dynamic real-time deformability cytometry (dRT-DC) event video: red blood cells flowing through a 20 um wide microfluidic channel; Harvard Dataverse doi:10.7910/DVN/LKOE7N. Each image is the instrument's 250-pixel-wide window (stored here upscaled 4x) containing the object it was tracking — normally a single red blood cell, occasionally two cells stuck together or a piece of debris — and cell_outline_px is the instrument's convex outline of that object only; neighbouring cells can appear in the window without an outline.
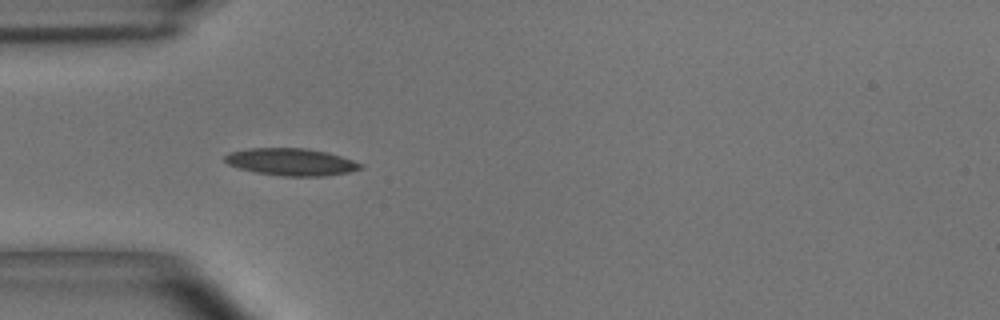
{"species": "common noctule bat (a hibernating species)", "species_latin": "Nyctalus noctula", "temperature_condition": "room temperature", "stored_images_in_passage": 6, "camera_frame_rate_fps": 3000, "um_per_image_px": 0.085, "animal": {"sex": "male", "body_mass_g": 15.6}, "frame": {"image": 1, "passage_image": 5, "time_ms": 1.333, "image_size_px": [1000, 320], "cell_outline_px": [[364, 168], [348, 172], [324, 176], [284, 176], [256, 172], [240, 168], [228, 164], [224, 160], [224, 156], [228, 152], [248, 148], [304, 148], [328, 152], [364, 164]], "centroid_in_image_um": [24.75, 13.76], "position_along_channel_um": 60.2, "area_um2": 21.5}}
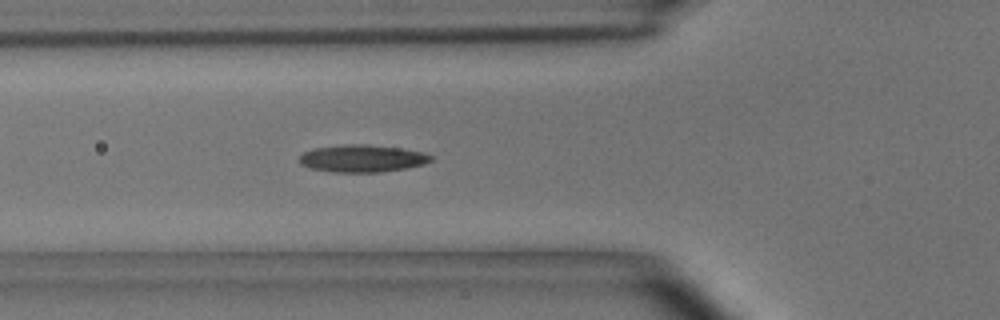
{"frame": {"image": 2, "passage_image": 6, "time_ms": 1.667, "image_size_px": [1000, 320], "cell_outline_px": [[432, 160], [424, 164], [408, 168], [380, 172], [332, 172], [312, 168], [300, 164], [300, 156], [304, 152], [312, 148], [344, 144], [364, 144], [400, 148], [424, 152], [432, 156]], "centroid_in_image_um": [30.8, 13.46], "position_along_channel_um": 95.0, "area_um2": 20.98}}